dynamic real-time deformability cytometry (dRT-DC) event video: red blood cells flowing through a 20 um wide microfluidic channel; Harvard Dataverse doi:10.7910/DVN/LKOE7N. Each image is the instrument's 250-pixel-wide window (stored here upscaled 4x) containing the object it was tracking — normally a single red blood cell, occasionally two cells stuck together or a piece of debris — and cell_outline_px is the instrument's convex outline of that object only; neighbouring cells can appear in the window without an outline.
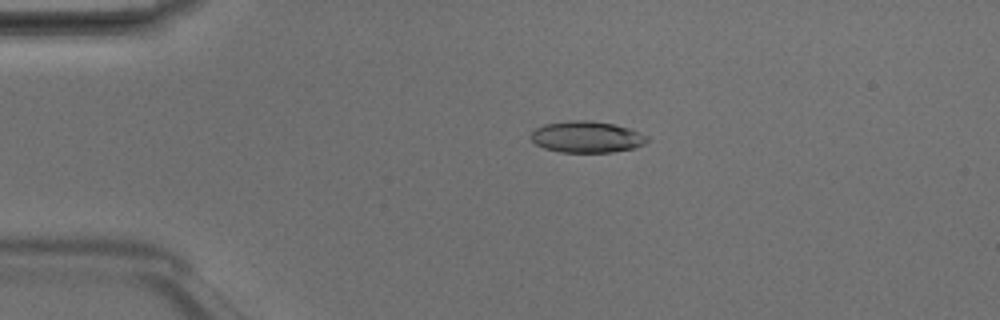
{"species": "Egyptian fruit bat (a non-hibernating species)", "species_latin": "Rousettus aegyptiacus", "temperature_condition": "room temperature", "stored_images_in_passage": 45, "camera_frame_rate_fps": 3000, "um_per_image_px": 0.085, "animal": {"sex": "male"}, "frame": {"image": 1, "passage_image": 7, "time_ms": 2.0, "image_size_px": [1000, 320], "cell_outline_px": [[648, 140], [644, 144], [636, 148], [612, 152], [560, 152], [544, 148], [536, 144], [528, 136], [536, 128], [544, 124], [568, 120], [588, 120], [612, 124], [628, 128], [640, 132], [648, 136]], "centroid_in_image_um": [49.86, 11.64], "position_along_channel_um": 35.1, "area_um2": 21.39}}
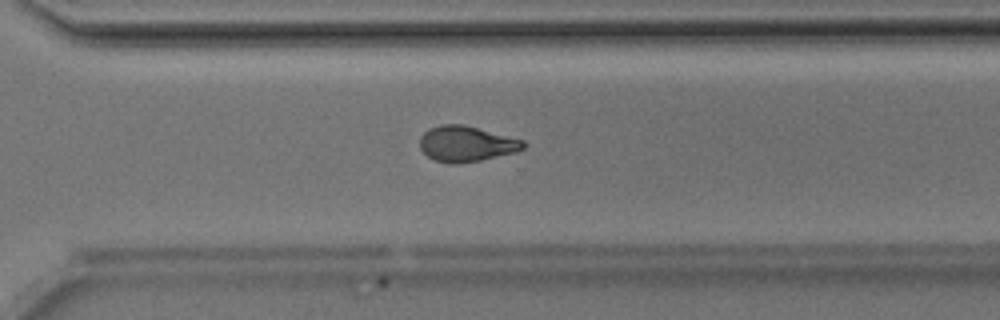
{"frame": {"image": 2, "passage_image": 31, "time_ms": 10.0, "image_size_px": [1000, 320], "cell_outline_px": [[528, 144], [524, 148], [516, 152], [480, 160], [452, 164], [436, 160], [428, 156], [420, 148], [420, 136], [428, 128], [440, 124], [464, 124], [524, 140]], "centroid_in_image_um": [39.65, 12.2], "position_along_channel_um": 331.0, "area_um2": 21.5}}
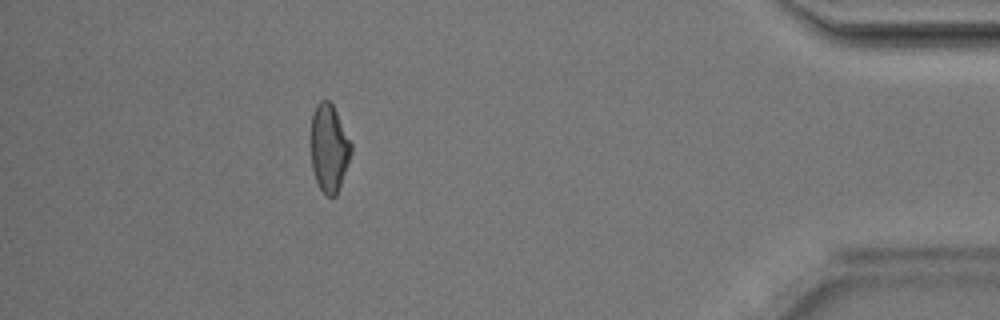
{"frame": {"image": 3, "passage_image": 40, "time_ms": 13.0, "image_size_px": [1000, 320], "cell_outline_px": [[352, 152], [336, 196], [328, 196], [320, 188], [316, 180], [312, 168], [312, 112], [316, 104], [320, 100], [328, 100], [332, 104], [352, 144]], "centroid_in_image_um": [27.98, 12.57], "position_along_channel_um": 407.2, "area_um2": 20.17}, "authors_computed_cell_mechanics": {"area_um2": 21.5016, "velocity_mm_per_s": 4.2038, "shape_relaxation_time_tau1_ms": 3.5327, "shape_relaxation_time_tau2_ms": 2.1011, "deformation_change_tau1": 0.1461, "deformation_change_tau2": 0.0759}}